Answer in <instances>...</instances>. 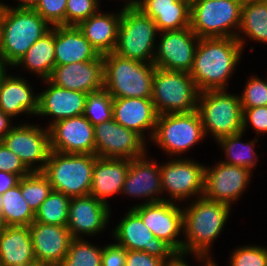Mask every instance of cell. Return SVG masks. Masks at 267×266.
Here are the masks:
<instances>
[{"label":"cell","mask_w":267,"mask_h":266,"mask_svg":"<svg viewBox=\"0 0 267 266\" xmlns=\"http://www.w3.org/2000/svg\"><path fill=\"white\" fill-rule=\"evenodd\" d=\"M205 133L198 111L158 115L151 141L168 155L180 157L191 147L205 139Z\"/></svg>","instance_id":"30bf717a"},{"label":"cell","mask_w":267,"mask_h":266,"mask_svg":"<svg viewBox=\"0 0 267 266\" xmlns=\"http://www.w3.org/2000/svg\"><path fill=\"white\" fill-rule=\"evenodd\" d=\"M147 158V153L130 160V166L125 178L121 194L146 200L141 204L167 201L163 198L160 163ZM160 194V195H159ZM159 196V197H158ZM145 197V198H144Z\"/></svg>","instance_id":"44dd1931"},{"label":"cell","mask_w":267,"mask_h":266,"mask_svg":"<svg viewBox=\"0 0 267 266\" xmlns=\"http://www.w3.org/2000/svg\"><path fill=\"white\" fill-rule=\"evenodd\" d=\"M159 33L152 64L164 70L190 72L200 38L190 27Z\"/></svg>","instance_id":"5bb4252c"},{"label":"cell","mask_w":267,"mask_h":266,"mask_svg":"<svg viewBox=\"0 0 267 266\" xmlns=\"http://www.w3.org/2000/svg\"><path fill=\"white\" fill-rule=\"evenodd\" d=\"M96 154H65L50 151L41 171L53 190L73 197L87 196L91 190Z\"/></svg>","instance_id":"5b68a950"},{"label":"cell","mask_w":267,"mask_h":266,"mask_svg":"<svg viewBox=\"0 0 267 266\" xmlns=\"http://www.w3.org/2000/svg\"><path fill=\"white\" fill-rule=\"evenodd\" d=\"M241 10L239 0H197L191 5L190 28L199 38H237Z\"/></svg>","instance_id":"9c48e42d"},{"label":"cell","mask_w":267,"mask_h":266,"mask_svg":"<svg viewBox=\"0 0 267 266\" xmlns=\"http://www.w3.org/2000/svg\"><path fill=\"white\" fill-rule=\"evenodd\" d=\"M217 163L211 168L205 166L203 196L231 207L248 187L253 171L221 161Z\"/></svg>","instance_id":"2e32d148"},{"label":"cell","mask_w":267,"mask_h":266,"mask_svg":"<svg viewBox=\"0 0 267 266\" xmlns=\"http://www.w3.org/2000/svg\"><path fill=\"white\" fill-rule=\"evenodd\" d=\"M33 91L27 79L6 72L0 80V110L12 119L22 113L36 115L39 94Z\"/></svg>","instance_id":"484cf974"},{"label":"cell","mask_w":267,"mask_h":266,"mask_svg":"<svg viewBox=\"0 0 267 266\" xmlns=\"http://www.w3.org/2000/svg\"><path fill=\"white\" fill-rule=\"evenodd\" d=\"M50 149L65 154H95L94 126L83 116L59 120L49 127Z\"/></svg>","instance_id":"ac0fdd59"},{"label":"cell","mask_w":267,"mask_h":266,"mask_svg":"<svg viewBox=\"0 0 267 266\" xmlns=\"http://www.w3.org/2000/svg\"><path fill=\"white\" fill-rule=\"evenodd\" d=\"M6 68V69H5ZM7 65L5 64V62L2 60V58L0 57V80L3 77V75L8 72L7 71Z\"/></svg>","instance_id":"816d5d0a"},{"label":"cell","mask_w":267,"mask_h":266,"mask_svg":"<svg viewBox=\"0 0 267 266\" xmlns=\"http://www.w3.org/2000/svg\"><path fill=\"white\" fill-rule=\"evenodd\" d=\"M247 81L244 91L239 95L242 108L267 106V79L252 75Z\"/></svg>","instance_id":"ab89813d"},{"label":"cell","mask_w":267,"mask_h":266,"mask_svg":"<svg viewBox=\"0 0 267 266\" xmlns=\"http://www.w3.org/2000/svg\"><path fill=\"white\" fill-rule=\"evenodd\" d=\"M240 34H244L246 37L244 38ZM247 38L267 44V1L242 3L241 22L237 33V40L240 42L243 50L244 42L246 43L245 39Z\"/></svg>","instance_id":"1f68e13d"},{"label":"cell","mask_w":267,"mask_h":266,"mask_svg":"<svg viewBox=\"0 0 267 266\" xmlns=\"http://www.w3.org/2000/svg\"><path fill=\"white\" fill-rule=\"evenodd\" d=\"M239 1H241L242 3H244V2H249V1H261V0H239Z\"/></svg>","instance_id":"680465c9"},{"label":"cell","mask_w":267,"mask_h":266,"mask_svg":"<svg viewBox=\"0 0 267 266\" xmlns=\"http://www.w3.org/2000/svg\"><path fill=\"white\" fill-rule=\"evenodd\" d=\"M176 158L160 164L162 194H168L167 201L183 202L204 194L205 166L197 160ZM191 196V197H190ZM190 197V198H189Z\"/></svg>","instance_id":"8fae6325"},{"label":"cell","mask_w":267,"mask_h":266,"mask_svg":"<svg viewBox=\"0 0 267 266\" xmlns=\"http://www.w3.org/2000/svg\"><path fill=\"white\" fill-rule=\"evenodd\" d=\"M194 201V202H193ZM183 208V251L211 256L212 242L217 239L229 218L231 207L204 196L193 199Z\"/></svg>","instance_id":"7a4b0ae2"},{"label":"cell","mask_w":267,"mask_h":266,"mask_svg":"<svg viewBox=\"0 0 267 266\" xmlns=\"http://www.w3.org/2000/svg\"><path fill=\"white\" fill-rule=\"evenodd\" d=\"M182 1H185L187 2L190 6L195 3L197 0H182Z\"/></svg>","instance_id":"9f6ffc18"},{"label":"cell","mask_w":267,"mask_h":266,"mask_svg":"<svg viewBox=\"0 0 267 266\" xmlns=\"http://www.w3.org/2000/svg\"><path fill=\"white\" fill-rule=\"evenodd\" d=\"M228 262L229 266H266L267 246L246 245L236 248Z\"/></svg>","instance_id":"f35d334b"},{"label":"cell","mask_w":267,"mask_h":266,"mask_svg":"<svg viewBox=\"0 0 267 266\" xmlns=\"http://www.w3.org/2000/svg\"><path fill=\"white\" fill-rule=\"evenodd\" d=\"M0 171L13 173L20 178L26 176L31 171L23 164L20 158L9 150L0 141Z\"/></svg>","instance_id":"ee69618b"},{"label":"cell","mask_w":267,"mask_h":266,"mask_svg":"<svg viewBox=\"0 0 267 266\" xmlns=\"http://www.w3.org/2000/svg\"><path fill=\"white\" fill-rule=\"evenodd\" d=\"M104 89L112 98H151L155 66L123 58L112 52L103 55Z\"/></svg>","instance_id":"277c9868"},{"label":"cell","mask_w":267,"mask_h":266,"mask_svg":"<svg viewBox=\"0 0 267 266\" xmlns=\"http://www.w3.org/2000/svg\"><path fill=\"white\" fill-rule=\"evenodd\" d=\"M99 0H67L65 25L77 26L100 10Z\"/></svg>","instance_id":"60d3db41"},{"label":"cell","mask_w":267,"mask_h":266,"mask_svg":"<svg viewBox=\"0 0 267 266\" xmlns=\"http://www.w3.org/2000/svg\"><path fill=\"white\" fill-rule=\"evenodd\" d=\"M188 252L176 251L170 258L164 261L163 266H189V264L184 260L186 259ZM189 255H194V257L203 262V266H216V262L211 256L203 255L201 253H189Z\"/></svg>","instance_id":"7dc6e473"},{"label":"cell","mask_w":267,"mask_h":266,"mask_svg":"<svg viewBox=\"0 0 267 266\" xmlns=\"http://www.w3.org/2000/svg\"><path fill=\"white\" fill-rule=\"evenodd\" d=\"M157 118L158 113L151 98H113V119L137 132L146 141L145 136H150L151 140L154 135Z\"/></svg>","instance_id":"cb8c5ba5"},{"label":"cell","mask_w":267,"mask_h":266,"mask_svg":"<svg viewBox=\"0 0 267 266\" xmlns=\"http://www.w3.org/2000/svg\"><path fill=\"white\" fill-rule=\"evenodd\" d=\"M3 228H4V225H3L1 218H0V232L3 230Z\"/></svg>","instance_id":"6f0895ef"},{"label":"cell","mask_w":267,"mask_h":266,"mask_svg":"<svg viewBox=\"0 0 267 266\" xmlns=\"http://www.w3.org/2000/svg\"><path fill=\"white\" fill-rule=\"evenodd\" d=\"M70 199L63 193L53 190L35 212L34 221L67 226Z\"/></svg>","instance_id":"e575fe53"},{"label":"cell","mask_w":267,"mask_h":266,"mask_svg":"<svg viewBox=\"0 0 267 266\" xmlns=\"http://www.w3.org/2000/svg\"><path fill=\"white\" fill-rule=\"evenodd\" d=\"M197 111L205 136L218 139L242 132V105L240 96L227 90H209L199 93Z\"/></svg>","instance_id":"52a82bcc"},{"label":"cell","mask_w":267,"mask_h":266,"mask_svg":"<svg viewBox=\"0 0 267 266\" xmlns=\"http://www.w3.org/2000/svg\"><path fill=\"white\" fill-rule=\"evenodd\" d=\"M110 210L109 205L94 196L73 197L69 203L67 228L73 238H83V234L96 236L110 223Z\"/></svg>","instance_id":"d6986e66"},{"label":"cell","mask_w":267,"mask_h":266,"mask_svg":"<svg viewBox=\"0 0 267 266\" xmlns=\"http://www.w3.org/2000/svg\"><path fill=\"white\" fill-rule=\"evenodd\" d=\"M242 130L245 133L248 125L259 134L267 133V106H258L254 108H242Z\"/></svg>","instance_id":"7bdbcfd3"},{"label":"cell","mask_w":267,"mask_h":266,"mask_svg":"<svg viewBox=\"0 0 267 266\" xmlns=\"http://www.w3.org/2000/svg\"><path fill=\"white\" fill-rule=\"evenodd\" d=\"M43 81L48 87L38 93V112L36 116H50L53 118L47 128L59 120L83 115L87 93L55 86L48 79Z\"/></svg>","instance_id":"603a6c76"},{"label":"cell","mask_w":267,"mask_h":266,"mask_svg":"<svg viewBox=\"0 0 267 266\" xmlns=\"http://www.w3.org/2000/svg\"><path fill=\"white\" fill-rule=\"evenodd\" d=\"M5 5L6 4H4L2 1L0 2V19H1V15H2V12L4 10Z\"/></svg>","instance_id":"db71d44e"},{"label":"cell","mask_w":267,"mask_h":266,"mask_svg":"<svg viewBox=\"0 0 267 266\" xmlns=\"http://www.w3.org/2000/svg\"><path fill=\"white\" fill-rule=\"evenodd\" d=\"M67 0H39L33 8L52 26L65 25Z\"/></svg>","instance_id":"b9f144b4"},{"label":"cell","mask_w":267,"mask_h":266,"mask_svg":"<svg viewBox=\"0 0 267 266\" xmlns=\"http://www.w3.org/2000/svg\"><path fill=\"white\" fill-rule=\"evenodd\" d=\"M152 18L159 32L190 27L191 6L182 0H137L135 4Z\"/></svg>","instance_id":"f1b7e54d"},{"label":"cell","mask_w":267,"mask_h":266,"mask_svg":"<svg viewBox=\"0 0 267 266\" xmlns=\"http://www.w3.org/2000/svg\"><path fill=\"white\" fill-rule=\"evenodd\" d=\"M94 136L97 157L132 160L148 153L146 140L114 119L94 126Z\"/></svg>","instance_id":"4fadbf2b"},{"label":"cell","mask_w":267,"mask_h":266,"mask_svg":"<svg viewBox=\"0 0 267 266\" xmlns=\"http://www.w3.org/2000/svg\"><path fill=\"white\" fill-rule=\"evenodd\" d=\"M3 210L0 216L4 226H30L34 222L35 213L27 205L19 184L2 195Z\"/></svg>","instance_id":"836d02e7"},{"label":"cell","mask_w":267,"mask_h":266,"mask_svg":"<svg viewBox=\"0 0 267 266\" xmlns=\"http://www.w3.org/2000/svg\"><path fill=\"white\" fill-rule=\"evenodd\" d=\"M130 166V159L97 157L89 195L109 205L110 196L121 194Z\"/></svg>","instance_id":"d4e9b609"},{"label":"cell","mask_w":267,"mask_h":266,"mask_svg":"<svg viewBox=\"0 0 267 266\" xmlns=\"http://www.w3.org/2000/svg\"><path fill=\"white\" fill-rule=\"evenodd\" d=\"M18 5L16 8H28V9H33L39 0H17Z\"/></svg>","instance_id":"f907efd6"},{"label":"cell","mask_w":267,"mask_h":266,"mask_svg":"<svg viewBox=\"0 0 267 266\" xmlns=\"http://www.w3.org/2000/svg\"><path fill=\"white\" fill-rule=\"evenodd\" d=\"M20 179L18 175L0 171V195L18 185Z\"/></svg>","instance_id":"c3c4849f"},{"label":"cell","mask_w":267,"mask_h":266,"mask_svg":"<svg viewBox=\"0 0 267 266\" xmlns=\"http://www.w3.org/2000/svg\"><path fill=\"white\" fill-rule=\"evenodd\" d=\"M0 266H38L29 226H4L0 232Z\"/></svg>","instance_id":"83f0119b"},{"label":"cell","mask_w":267,"mask_h":266,"mask_svg":"<svg viewBox=\"0 0 267 266\" xmlns=\"http://www.w3.org/2000/svg\"><path fill=\"white\" fill-rule=\"evenodd\" d=\"M112 231L116 244L126 250L144 251L163 261L176 252L164 240L154 237L141 217L131 208Z\"/></svg>","instance_id":"e0dca14e"},{"label":"cell","mask_w":267,"mask_h":266,"mask_svg":"<svg viewBox=\"0 0 267 266\" xmlns=\"http://www.w3.org/2000/svg\"><path fill=\"white\" fill-rule=\"evenodd\" d=\"M53 188L41 171H33L21 177V192L30 209L35 213Z\"/></svg>","instance_id":"8d00e7d4"},{"label":"cell","mask_w":267,"mask_h":266,"mask_svg":"<svg viewBox=\"0 0 267 266\" xmlns=\"http://www.w3.org/2000/svg\"><path fill=\"white\" fill-rule=\"evenodd\" d=\"M164 261L144 251L126 250L125 266H163Z\"/></svg>","instance_id":"bcb514c9"},{"label":"cell","mask_w":267,"mask_h":266,"mask_svg":"<svg viewBox=\"0 0 267 266\" xmlns=\"http://www.w3.org/2000/svg\"><path fill=\"white\" fill-rule=\"evenodd\" d=\"M29 229L38 266H59L73 239L67 226L34 221Z\"/></svg>","instance_id":"7402d4cb"},{"label":"cell","mask_w":267,"mask_h":266,"mask_svg":"<svg viewBox=\"0 0 267 266\" xmlns=\"http://www.w3.org/2000/svg\"><path fill=\"white\" fill-rule=\"evenodd\" d=\"M244 132H239L237 134L229 135L218 139L217 142L218 146L223 149L225 159L221 162L244 167L249 169L250 171L253 170V167L257 165V160L259 155L255 153L254 146L258 139H254L247 143L241 142V138Z\"/></svg>","instance_id":"d6a6232c"},{"label":"cell","mask_w":267,"mask_h":266,"mask_svg":"<svg viewBox=\"0 0 267 266\" xmlns=\"http://www.w3.org/2000/svg\"><path fill=\"white\" fill-rule=\"evenodd\" d=\"M242 52L237 38H200L189 72L199 92L228 90Z\"/></svg>","instance_id":"6da1fadb"},{"label":"cell","mask_w":267,"mask_h":266,"mask_svg":"<svg viewBox=\"0 0 267 266\" xmlns=\"http://www.w3.org/2000/svg\"><path fill=\"white\" fill-rule=\"evenodd\" d=\"M137 3V0H126V3L124 2V5H135Z\"/></svg>","instance_id":"f5cc1de1"},{"label":"cell","mask_w":267,"mask_h":266,"mask_svg":"<svg viewBox=\"0 0 267 266\" xmlns=\"http://www.w3.org/2000/svg\"><path fill=\"white\" fill-rule=\"evenodd\" d=\"M121 9L118 13H97L81 21L77 27L99 55L114 52L117 45Z\"/></svg>","instance_id":"f546056e"},{"label":"cell","mask_w":267,"mask_h":266,"mask_svg":"<svg viewBox=\"0 0 267 266\" xmlns=\"http://www.w3.org/2000/svg\"><path fill=\"white\" fill-rule=\"evenodd\" d=\"M0 141L14 152L31 172L42 171L48 161L51 149L47 127L42 128L26 122L13 125Z\"/></svg>","instance_id":"7c38bea8"},{"label":"cell","mask_w":267,"mask_h":266,"mask_svg":"<svg viewBox=\"0 0 267 266\" xmlns=\"http://www.w3.org/2000/svg\"><path fill=\"white\" fill-rule=\"evenodd\" d=\"M176 202L160 201L136 204L133 209L154 237L164 240L175 251H183V240L178 236L183 233V208ZM178 238V239H177Z\"/></svg>","instance_id":"9a60e30c"},{"label":"cell","mask_w":267,"mask_h":266,"mask_svg":"<svg viewBox=\"0 0 267 266\" xmlns=\"http://www.w3.org/2000/svg\"><path fill=\"white\" fill-rule=\"evenodd\" d=\"M99 56L77 26H55L56 66L96 60Z\"/></svg>","instance_id":"4316f807"},{"label":"cell","mask_w":267,"mask_h":266,"mask_svg":"<svg viewBox=\"0 0 267 266\" xmlns=\"http://www.w3.org/2000/svg\"><path fill=\"white\" fill-rule=\"evenodd\" d=\"M122 7L114 53L123 58L152 63L156 51L155 40L158 37L156 34H159L154 20L135 5Z\"/></svg>","instance_id":"8992f818"},{"label":"cell","mask_w":267,"mask_h":266,"mask_svg":"<svg viewBox=\"0 0 267 266\" xmlns=\"http://www.w3.org/2000/svg\"><path fill=\"white\" fill-rule=\"evenodd\" d=\"M48 80L55 86L87 94L104 89L103 56L96 60L55 66Z\"/></svg>","instance_id":"ffe728a7"},{"label":"cell","mask_w":267,"mask_h":266,"mask_svg":"<svg viewBox=\"0 0 267 266\" xmlns=\"http://www.w3.org/2000/svg\"><path fill=\"white\" fill-rule=\"evenodd\" d=\"M11 119L9 115L0 110V140L12 129Z\"/></svg>","instance_id":"681fc988"},{"label":"cell","mask_w":267,"mask_h":266,"mask_svg":"<svg viewBox=\"0 0 267 266\" xmlns=\"http://www.w3.org/2000/svg\"><path fill=\"white\" fill-rule=\"evenodd\" d=\"M23 66L29 72L35 73L41 77V80H47L55 65V26L44 36L39 38L13 67Z\"/></svg>","instance_id":"4dcf8cb0"},{"label":"cell","mask_w":267,"mask_h":266,"mask_svg":"<svg viewBox=\"0 0 267 266\" xmlns=\"http://www.w3.org/2000/svg\"><path fill=\"white\" fill-rule=\"evenodd\" d=\"M51 29L52 26L34 9L5 5L0 19V57L13 68Z\"/></svg>","instance_id":"3957f363"},{"label":"cell","mask_w":267,"mask_h":266,"mask_svg":"<svg viewBox=\"0 0 267 266\" xmlns=\"http://www.w3.org/2000/svg\"><path fill=\"white\" fill-rule=\"evenodd\" d=\"M103 247L83 238H73L66 256L59 266H101Z\"/></svg>","instance_id":"d590c367"},{"label":"cell","mask_w":267,"mask_h":266,"mask_svg":"<svg viewBox=\"0 0 267 266\" xmlns=\"http://www.w3.org/2000/svg\"><path fill=\"white\" fill-rule=\"evenodd\" d=\"M199 93L189 72L155 68L151 100L158 115L196 111Z\"/></svg>","instance_id":"ba28073f"},{"label":"cell","mask_w":267,"mask_h":266,"mask_svg":"<svg viewBox=\"0 0 267 266\" xmlns=\"http://www.w3.org/2000/svg\"><path fill=\"white\" fill-rule=\"evenodd\" d=\"M83 116L93 126L112 120L113 98L111 95L105 89L89 93L86 97Z\"/></svg>","instance_id":"74e56055"},{"label":"cell","mask_w":267,"mask_h":266,"mask_svg":"<svg viewBox=\"0 0 267 266\" xmlns=\"http://www.w3.org/2000/svg\"><path fill=\"white\" fill-rule=\"evenodd\" d=\"M126 249L111 243L104 245L102 250V265L101 266H125Z\"/></svg>","instance_id":"f6af8a7d"},{"label":"cell","mask_w":267,"mask_h":266,"mask_svg":"<svg viewBox=\"0 0 267 266\" xmlns=\"http://www.w3.org/2000/svg\"><path fill=\"white\" fill-rule=\"evenodd\" d=\"M2 210H3V200H2V197L0 195V216L2 215Z\"/></svg>","instance_id":"11a10c76"}]
</instances>
